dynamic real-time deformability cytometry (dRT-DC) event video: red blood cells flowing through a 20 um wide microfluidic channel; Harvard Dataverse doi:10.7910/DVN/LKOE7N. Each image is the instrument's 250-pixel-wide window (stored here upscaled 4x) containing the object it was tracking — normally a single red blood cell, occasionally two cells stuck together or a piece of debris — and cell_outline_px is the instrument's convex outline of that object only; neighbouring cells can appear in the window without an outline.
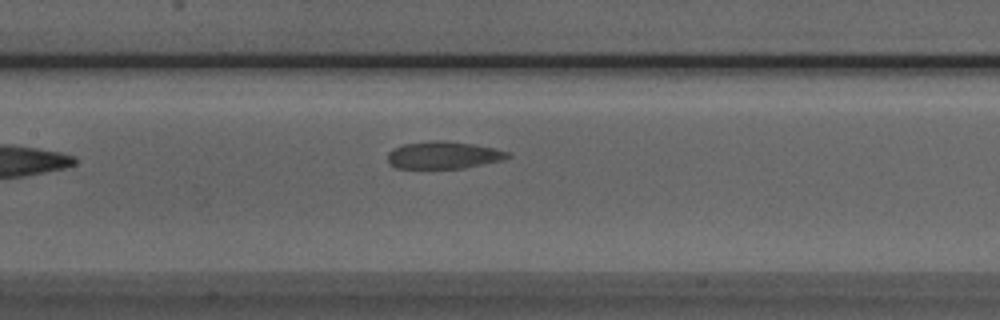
{"species": "Egyptian fruit bat (a non-hibernating species)", "species_latin": "Rousettus aegyptiacus", "temperature_condition": "room temperature", "stored_images_in_passage": 5, "camera_frame_rate_fps": 3000, "um_per_image_px": 0.085, "animal": {"sex": "male"}, "frame": {"image": 1, "passage_image": 5, "time_ms": 1.333, "image_size_px": [1000, 320], "cell_outline_px": [[512, 156], [504, 160], [464, 168], [396, 168], [388, 164], [388, 152], [392, 148], [404, 144], [432, 140], [444, 140], [476, 144], [496, 148], [508, 152]], "centroid_in_image_um": [37.71, 13.18], "position_along_channel_um": 169.7, "area_um2": 19.42}}